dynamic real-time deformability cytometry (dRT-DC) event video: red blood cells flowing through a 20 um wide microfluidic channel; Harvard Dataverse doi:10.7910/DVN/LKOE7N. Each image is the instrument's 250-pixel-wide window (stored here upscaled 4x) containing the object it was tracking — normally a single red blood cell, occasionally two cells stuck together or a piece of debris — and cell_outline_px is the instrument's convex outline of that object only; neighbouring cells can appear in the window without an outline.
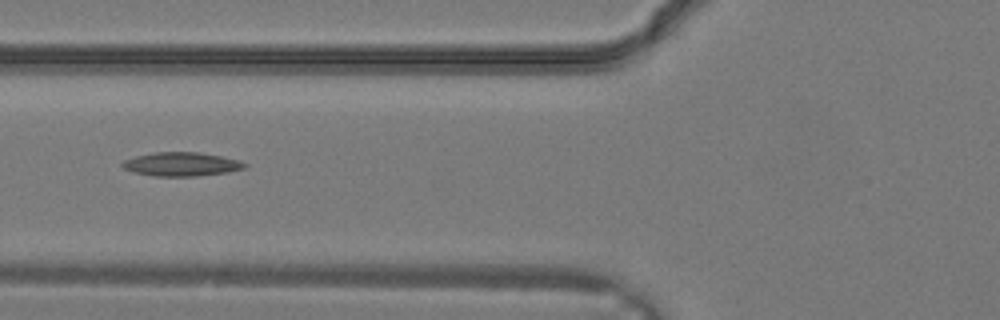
{"species": "common noctule bat (a hibernating species)", "species_latin": "Nyctalus noctula", "temperature_condition": "warm", "stored_images_in_passage": 14, "camera_frame_rate_fps": 3000, "um_per_image_px": 0.085, "animal": {"sex": "male", "body_mass_g": 19.2, "forearm_length_mm": 51.8}, "frame": {"image": 1, "passage_image": 5, "time_ms": 1.333, "image_size_px": [1000, 320], "cell_outline_px": [[248, 164], [244, 168], [228, 172], [196, 176], [156, 176], [132, 172], [124, 168], [120, 164], [124, 160], [136, 156], [156, 152], [196, 152], [220, 156], [240, 160]], "centroid_in_image_um": [15.42, 13.96], "position_along_channel_um": 110.4, "area_um2": 16.88}}
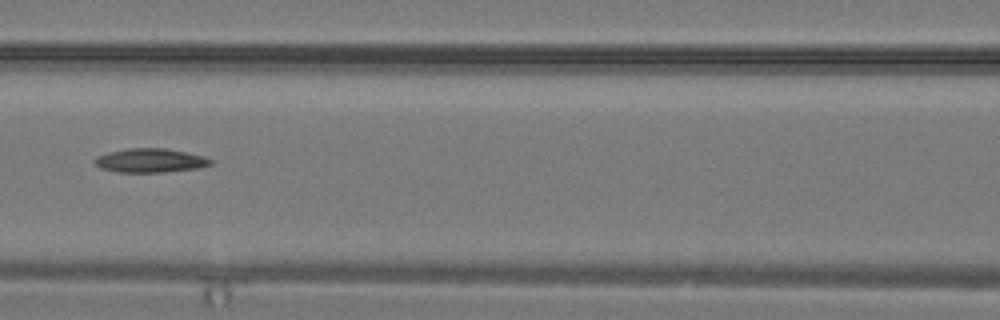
{"frame": {"image": 2, "passage_image": 7, "time_ms": 2.0, "image_size_px": [1000, 320], "cell_outline_px": [[212, 164], [196, 168], [164, 172], [116, 172], [100, 168], [92, 160], [96, 156], [108, 152], [128, 148], [164, 148], [204, 156], [212, 160]], "centroid_in_image_um": [12.72, 13.64], "position_along_channel_um": 153.9, "area_um2": 16.13}}
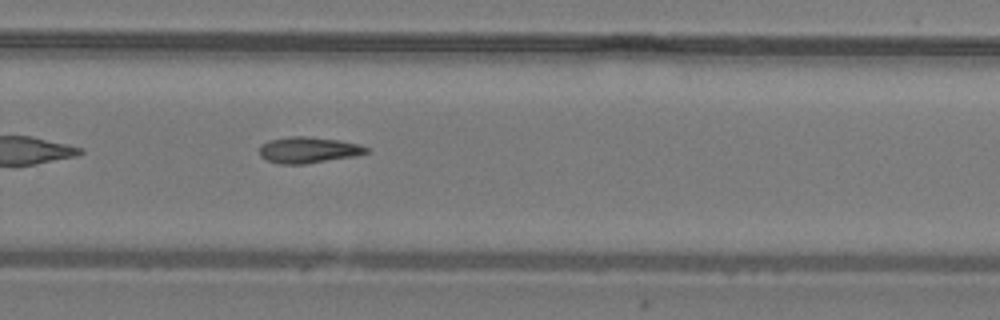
{"frame": {"image": 3, "passage_image": 14, "time_ms": 4.333, "image_size_px": [1000, 320], "cell_outline_px": [[368, 152], [356, 156], [304, 164], [280, 164], [264, 160], [260, 156], [260, 144], [268, 140], [292, 136], [304, 136], [340, 140], [360, 144], [368, 148]], "centroid_in_image_um": [26.19, 12.75], "position_along_channel_um": 303.6, "area_um2": 16.42}}